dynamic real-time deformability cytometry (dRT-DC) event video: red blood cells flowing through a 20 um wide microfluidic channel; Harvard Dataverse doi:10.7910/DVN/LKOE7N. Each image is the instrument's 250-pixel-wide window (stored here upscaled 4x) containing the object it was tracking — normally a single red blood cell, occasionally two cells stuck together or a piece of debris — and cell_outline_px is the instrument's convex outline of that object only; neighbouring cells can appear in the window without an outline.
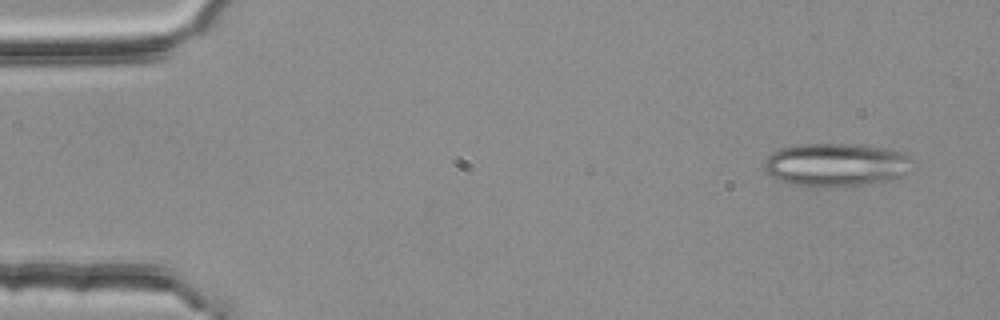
{"species": "common noctule bat (a hibernating species)", "species_latin": "Nyctalus noctula", "temperature_condition": "room temperature", "stored_images_in_passage": 3, "camera_frame_rate_fps": 3000, "um_per_image_px": 0.085, "animal": {"sex": "female", "body_mass_g": 25.1}, "frame": {"image": 1, "passage_image": 1, "time_ms": 0.0, "image_size_px": [1000, 320], "cell_outline_px": [[908, 156], [904, 176], [888, 180], [864, 184], [788, 184], [772, 176], [764, 168], [764, 160], [772, 152], [780, 148], [800, 144], [852, 144], [884, 148], [904, 152]], "centroid_in_image_um": [71.0, 13.96], "position_along_channel_um": 14.0, "area_um2": 35.95}}